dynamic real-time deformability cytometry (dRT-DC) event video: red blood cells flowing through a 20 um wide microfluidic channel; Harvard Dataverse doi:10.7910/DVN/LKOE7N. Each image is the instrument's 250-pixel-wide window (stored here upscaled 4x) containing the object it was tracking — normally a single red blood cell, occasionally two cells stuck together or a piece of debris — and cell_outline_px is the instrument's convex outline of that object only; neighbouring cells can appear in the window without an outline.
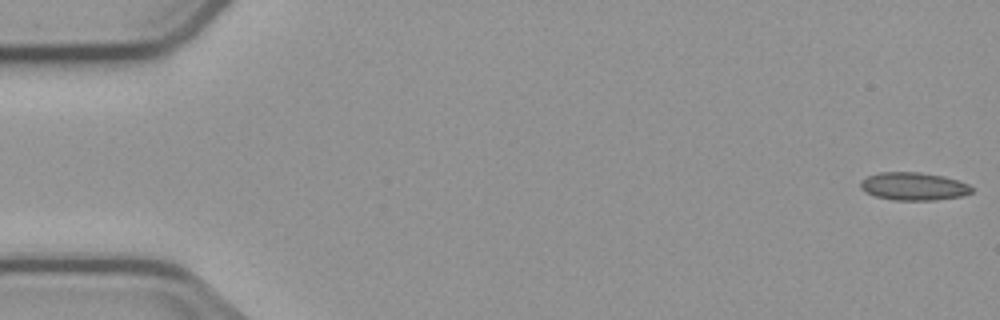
{"species": "common noctule bat (a hibernating species)", "species_latin": "Nyctalus noctula", "temperature_condition": "cold", "stored_images_in_passage": 9, "camera_frame_rate_fps": 3000, "um_per_image_px": 0.085, "animal": {"sex": "male", "body_mass_g": 23.1, "forearm_length_mm": 52.7}, "frame": {"image": 1, "passage_image": 1, "time_ms": 0.0, "image_size_px": [1000, 320], "cell_outline_px": [[972, 192], [964, 196], [936, 200], [892, 200], [876, 196], [864, 192], [860, 188], [860, 180], [868, 176], [880, 172], [920, 172], [944, 176], [968, 184], [972, 188]], "centroid_in_image_um": [77.64, 15.84], "position_along_channel_um": 7.4, "area_um2": 18.21}}
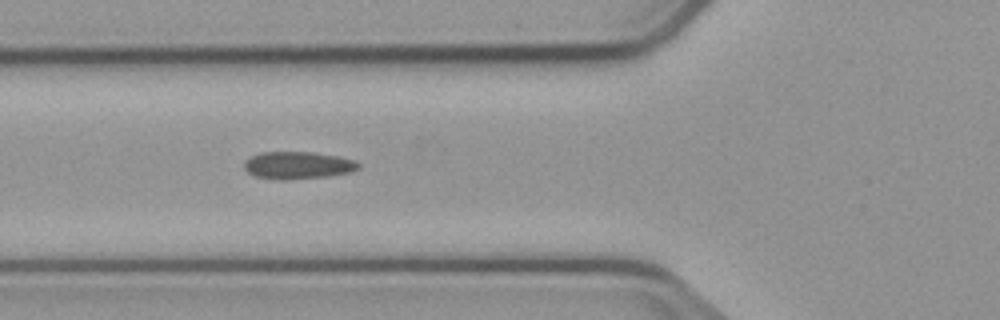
{"frame": {"image": 2, "passage_image": 6, "time_ms": 6.333, "image_size_px": [1000, 320], "cell_outline_px": [[360, 168], [352, 172], [328, 176], [284, 180], [280, 180], [252, 176], [244, 168], [244, 160], [260, 152], [312, 152], [340, 156], [356, 160], [360, 164]], "centroid_in_image_um": [25.33, 14.05], "position_along_channel_um": 100.5, "area_um2": 18.5}}
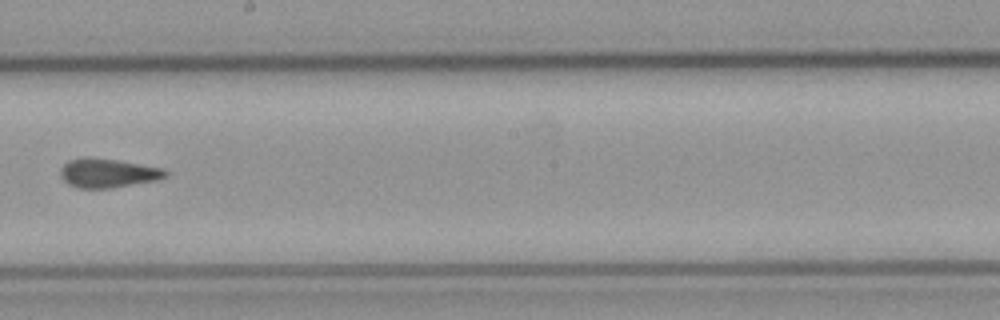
{"frame": {"image": 3, "passage_image": 9, "time_ms": 10.0, "image_size_px": [1000, 320], "cell_outline_px": [[168, 176], [160, 180], [112, 188], [80, 188], [68, 184], [60, 176], [60, 168], [68, 160], [88, 156], [116, 160], [164, 168], [168, 172]], "centroid_in_image_um": [9.19, 14.71], "position_along_channel_um": 239.0, "area_um2": 18.03}}